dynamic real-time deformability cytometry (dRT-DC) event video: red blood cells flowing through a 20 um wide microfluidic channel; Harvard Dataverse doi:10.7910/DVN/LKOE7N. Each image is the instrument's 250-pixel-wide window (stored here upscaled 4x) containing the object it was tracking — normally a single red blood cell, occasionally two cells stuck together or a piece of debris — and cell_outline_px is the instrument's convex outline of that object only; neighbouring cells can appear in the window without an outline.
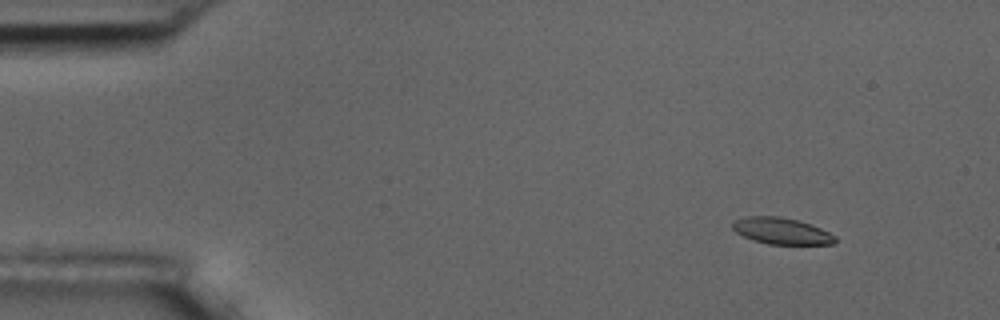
{"species": "common noctule bat (a hibernating species)", "species_latin": "Nyctalus noctula", "temperature_condition": "room temperature", "stored_images_in_passage": 3, "camera_frame_rate_fps": 3000, "um_per_image_px": 0.085, "animal": {"sex": "male", "body_mass_g": 17.5, "forearm_length_mm": 52.3}, "frame": {"image": 1, "passage_image": 2, "time_ms": 1.667, "image_size_px": [1000, 320], "cell_outline_px": [[836, 240], [832, 244], [768, 244], [752, 240], [736, 232], [732, 228], [732, 224], [736, 220], [748, 216], [780, 216], [812, 224], [836, 236]], "centroid_in_image_um": [66.43, 19.63], "position_along_channel_um": 18.6, "area_um2": 15.72}}